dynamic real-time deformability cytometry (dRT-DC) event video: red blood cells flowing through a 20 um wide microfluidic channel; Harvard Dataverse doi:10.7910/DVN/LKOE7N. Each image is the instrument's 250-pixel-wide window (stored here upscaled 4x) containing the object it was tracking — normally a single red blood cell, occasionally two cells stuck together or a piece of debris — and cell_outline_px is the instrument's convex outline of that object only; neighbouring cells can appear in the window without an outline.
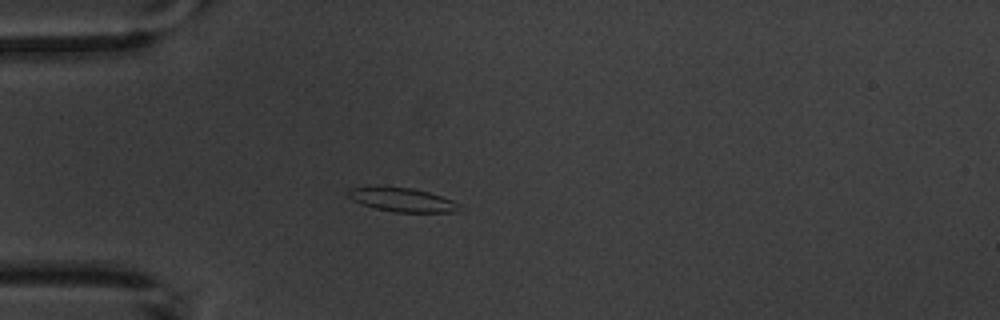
{"species": "common noctule bat (a hibernating species)", "species_latin": "Nyctalus noctula", "temperature_condition": "warm", "stored_images_in_passage": 6, "camera_frame_rate_fps": 3000, "um_per_image_px": 0.085, "animal": {"sex": "male", "body_mass_g": 20.1, "forearm_length_mm": 53.5}, "frame": {"image": 1, "passage_image": 5, "time_ms": 4.667, "image_size_px": [1000, 320], "cell_outline_px": [[460, 212], [396, 212], [376, 208], [360, 204], [352, 200], [348, 196], [348, 188], [412, 188], [428, 192], [452, 200], [460, 204]], "centroid_in_image_um": [34.24, 17.01], "position_along_channel_um": 50.8, "area_um2": 15.03}}